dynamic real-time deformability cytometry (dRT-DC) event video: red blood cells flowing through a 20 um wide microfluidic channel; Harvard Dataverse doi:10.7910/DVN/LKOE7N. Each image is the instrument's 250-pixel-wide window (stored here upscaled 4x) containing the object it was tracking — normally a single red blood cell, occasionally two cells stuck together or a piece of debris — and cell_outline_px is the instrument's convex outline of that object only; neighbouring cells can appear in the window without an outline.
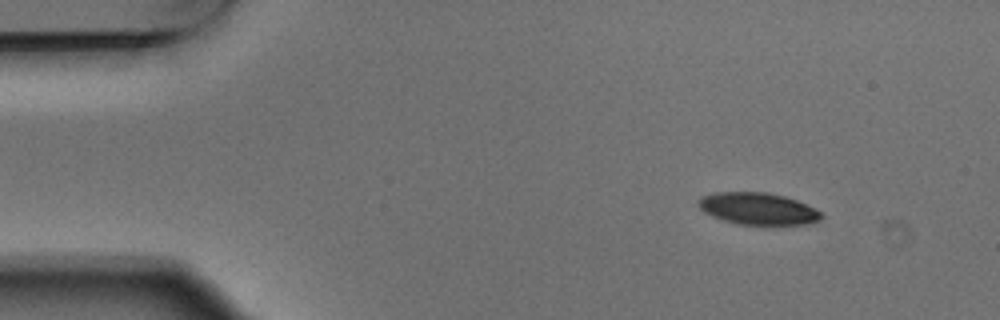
{"species": "Egyptian fruit bat (a non-hibernating species)", "species_latin": "Rousettus aegyptiacus", "temperature_condition": "warm", "stored_images_in_passage": 9, "camera_frame_rate_fps": 3000, "um_per_image_px": 0.085, "animal": {"sex": "male"}, "frame": {"image": 1, "passage_image": 1, "time_ms": 0.0, "image_size_px": [1000, 320], "cell_outline_px": [[824, 216], [820, 220], [808, 224], [764, 228], [736, 224], [712, 216], [704, 212], [700, 208], [700, 196], [712, 192], [768, 192], [784, 196], [796, 200], [820, 212]], "centroid_in_image_um": [64.45, 17.79], "position_along_channel_um": 20.6, "area_um2": 23.7}}
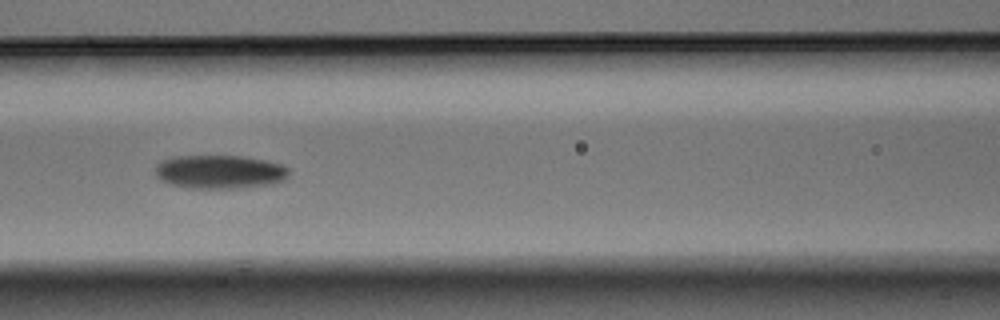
{"frame": {"image": 2, "passage_image": 6, "time_ms": 1.667, "image_size_px": [1000, 320], "cell_outline_px": [[288, 176], [284, 180], [272, 184], [244, 188], [188, 188], [168, 184], [160, 180], [156, 176], [156, 164], [160, 160], [172, 156], [244, 156], [284, 164], [288, 168]], "centroid_in_image_um": [18.66, 14.61], "position_along_channel_um": 147.9, "area_um2": 26.59}}
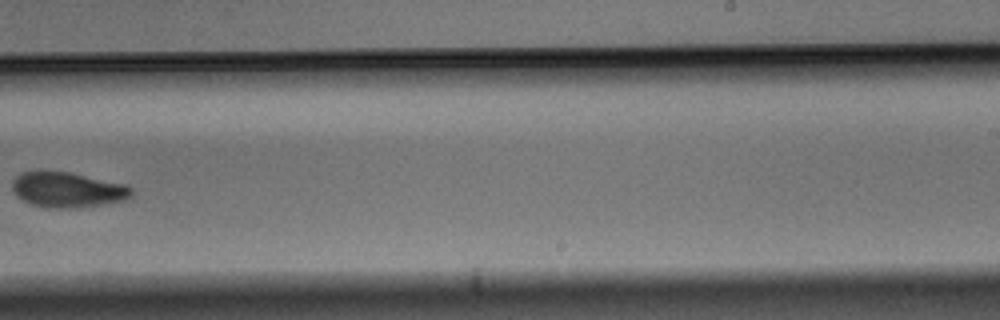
{"frame": {"image": 3, "passage_image": 9, "time_ms": 2.667, "image_size_px": [1000, 320], "cell_outline_px": [[132, 196], [124, 200], [100, 204], [72, 208], [48, 208], [32, 204], [24, 200], [12, 188], [12, 180], [20, 172], [68, 172], [124, 184], [132, 188]], "centroid_in_image_um": [5.74, 16.13], "position_along_channel_um": 283.3, "area_um2": 23.93}}